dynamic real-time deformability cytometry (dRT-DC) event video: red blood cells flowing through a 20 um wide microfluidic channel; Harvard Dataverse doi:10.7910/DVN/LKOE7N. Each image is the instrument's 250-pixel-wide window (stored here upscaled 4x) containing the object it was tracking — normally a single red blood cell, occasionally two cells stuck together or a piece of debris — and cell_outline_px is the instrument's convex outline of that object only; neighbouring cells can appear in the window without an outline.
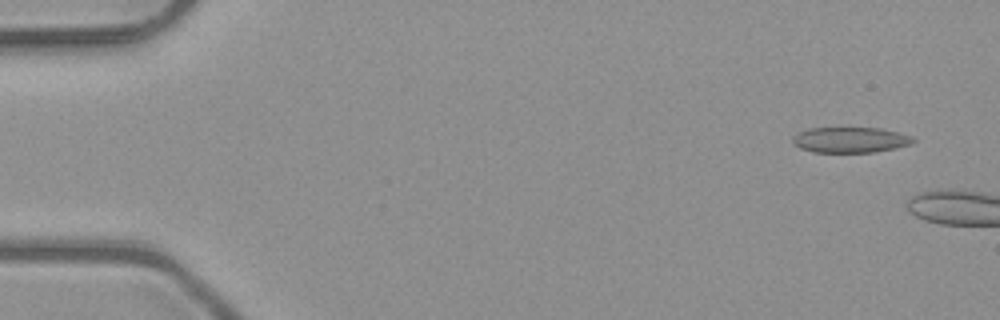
{"species": "common noctule bat (a hibernating species)", "species_latin": "Nyctalus noctula", "temperature_condition": "room temperature", "stored_images_in_passage": 4, "camera_frame_rate_fps": 3000, "um_per_image_px": 0.085, "animal": {"sex": "male", "body_mass_g": 23.1, "forearm_length_mm": 52.7}, "frame": {"image": 1, "passage_image": 1, "time_ms": 0.0, "image_size_px": [1000, 320], "cell_outline_px": [[916, 140], [912, 144], [896, 148], [872, 152], [812, 152], [800, 148], [792, 144], [792, 136], [808, 128], [880, 128], [900, 132], [912, 136]], "centroid_in_image_um": [72.28, 11.89], "position_along_channel_um": 12.7, "area_um2": 18.09}}